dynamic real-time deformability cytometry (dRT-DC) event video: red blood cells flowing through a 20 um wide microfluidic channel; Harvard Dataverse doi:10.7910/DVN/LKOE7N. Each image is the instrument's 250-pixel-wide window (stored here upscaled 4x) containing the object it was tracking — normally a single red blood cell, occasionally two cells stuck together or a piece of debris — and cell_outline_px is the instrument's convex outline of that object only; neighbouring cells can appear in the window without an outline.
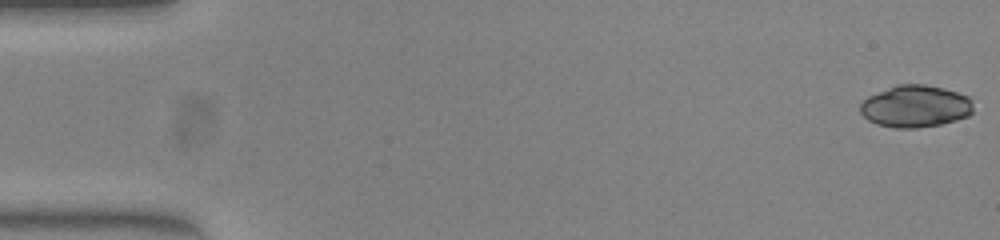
{"species": "common noctule bat (a hibernating species)", "species_latin": "Nyctalus noctula", "temperature_condition": "warm", "stored_images_in_passage": 52, "camera_frame_rate_fps": 3000, "um_per_image_px": 0.085, "animal": {"sex": "female", "body_mass_g": 23.0, "forearm_length_mm": 53.4}, "frame": {"image": 1, "passage_image": 1, "time_ms": 0.0, "image_size_px": [1000, 240], "cell_outline_px": [[972, 112], [968, 116], [956, 120], [940, 124], [916, 128], [896, 128], [876, 124], [868, 120], [860, 112], [860, 104], [868, 96], [896, 84], [924, 84], [944, 88], [968, 96], [972, 100]], "centroid_in_image_um": [77.8, 9.03], "position_along_channel_um": 7.2, "area_um2": 27.74}}